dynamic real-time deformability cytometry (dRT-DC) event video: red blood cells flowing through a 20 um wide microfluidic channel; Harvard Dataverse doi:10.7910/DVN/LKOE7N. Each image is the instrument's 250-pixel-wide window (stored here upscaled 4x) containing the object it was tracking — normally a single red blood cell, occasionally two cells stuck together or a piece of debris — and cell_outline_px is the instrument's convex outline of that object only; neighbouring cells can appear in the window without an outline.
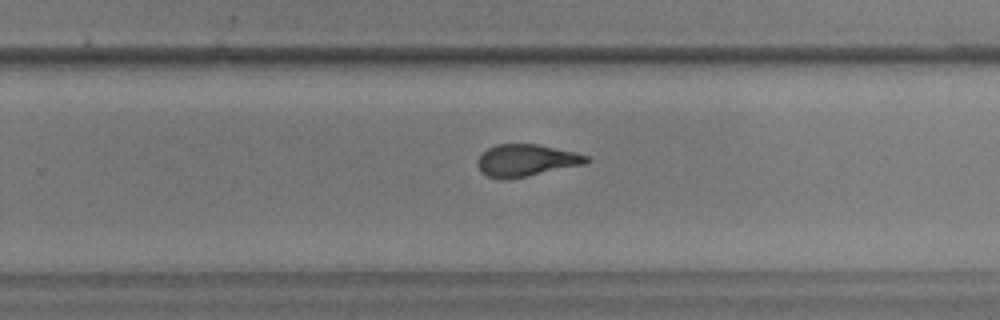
{"species": "common noctule bat (a hibernating species)", "species_latin": "Nyctalus noctula", "temperature_condition": "warm", "stored_images_in_passage": 37, "camera_frame_rate_fps": 3000, "um_per_image_px": 0.085, "animal": {"sex": "male", "body_mass_g": 17.9, "forearm_length_mm": 54.2}, "frame": {"image": 1, "passage_image": 22, "time_ms": 7.0, "image_size_px": [1000, 320], "cell_outline_px": [[588, 164], [508, 180], [500, 180], [488, 176], [480, 172], [476, 164], [476, 160], [488, 148], [496, 144], [540, 144], [576, 152], [588, 156]], "centroid_in_image_um": [44.72, 13.64], "position_along_channel_um": 285.1, "area_um2": 20.75}}